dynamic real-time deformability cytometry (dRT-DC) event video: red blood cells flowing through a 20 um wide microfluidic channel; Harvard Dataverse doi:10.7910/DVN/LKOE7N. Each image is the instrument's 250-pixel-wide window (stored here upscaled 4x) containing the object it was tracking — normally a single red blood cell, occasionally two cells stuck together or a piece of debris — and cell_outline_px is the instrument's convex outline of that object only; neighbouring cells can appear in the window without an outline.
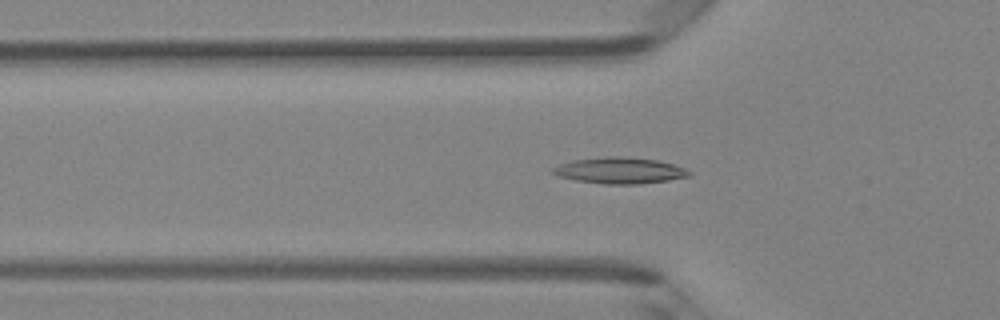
{"species": "Egyptian fruit bat (a non-hibernating species)", "species_latin": "Rousettus aegyptiacus", "temperature_condition": "room temperature", "stored_images_in_passage": 41, "segment_of_instrument_passage": [1, 2], "camera_frame_rate_fps": 3000, "um_per_image_px": 0.085, "animal": {"sex": "female"}, "frame": {"image": 1, "passage_image": 8, "time_ms": 2.333, "image_size_px": [1000, 320], "cell_outline_px": [[692, 172], [688, 176], [668, 180], [640, 184], [604, 184], [576, 180], [556, 176], [552, 172], [552, 168], [560, 164], [572, 160], [604, 156], [620, 156], [660, 160], [684, 168]], "centroid_in_image_um": [52.65, 14.49], "position_along_channel_um": 73.1, "area_um2": 20.87}}
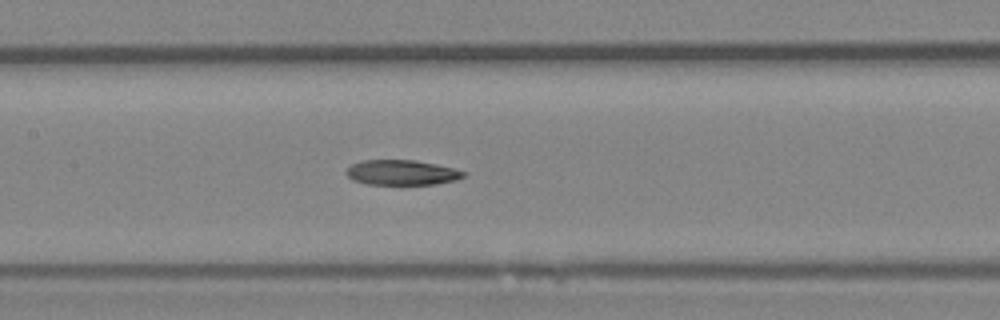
{"frame": {"image": 2, "passage_image": 15, "time_ms": 4.667, "image_size_px": [1000, 320], "cell_outline_px": [[468, 172], [464, 176], [456, 180], [436, 184], [368, 184], [352, 180], [344, 172], [352, 164], [360, 160], [416, 160], [436, 164]], "centroid_in_image_um": [34.14, 14.66], "position_along_channel_um": 173.3, "area_um2": 17.17}}
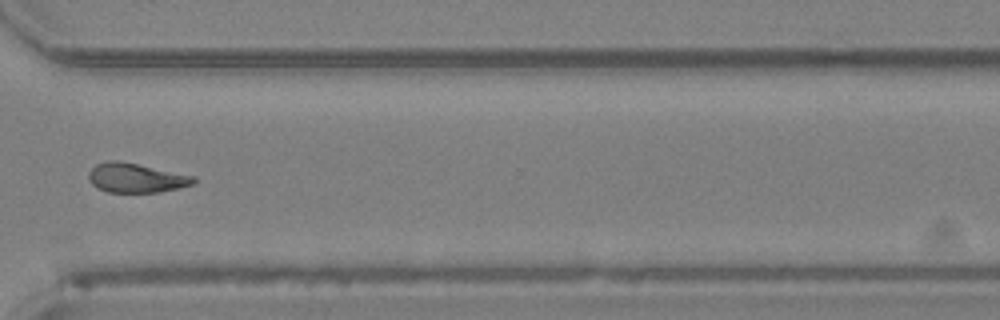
{"frame": {"image": 3, "passage_image": 28, "time_ms": 9.0, "image_size_px": [1000, 320], "cell_outline_px": [[196, 180], [192, 184], [180, 188], [160, 192], [108, 192], [96, 188], [88, 180], [88, 172], [96, 164], [108, 160], [116, 160], [196, 176]], "centroid_in_image_um": [11.54, 15.13], "position_along_channel_um": 359.1, "area_um2": 17.98}}